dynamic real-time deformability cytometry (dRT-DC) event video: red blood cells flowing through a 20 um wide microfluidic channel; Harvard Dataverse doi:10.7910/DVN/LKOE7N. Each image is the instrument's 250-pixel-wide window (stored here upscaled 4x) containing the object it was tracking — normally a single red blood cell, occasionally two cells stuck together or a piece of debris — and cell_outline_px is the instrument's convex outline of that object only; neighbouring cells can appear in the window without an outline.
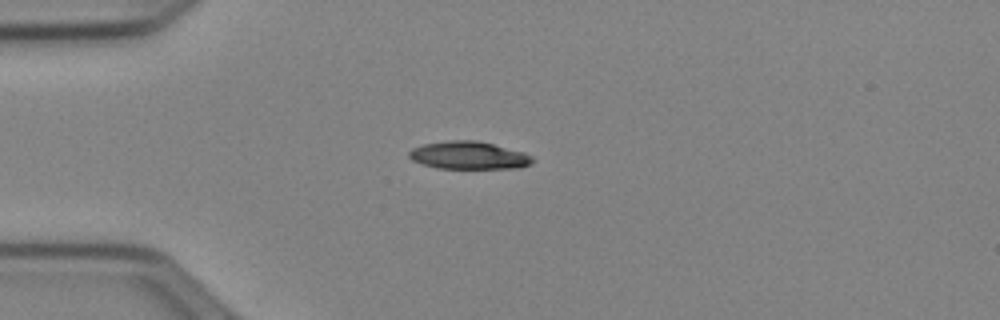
{"species": "Egyptian fruit bat (a non-hibernating species)", "species_latin": "Rousettus aegyptiacus", "temperature_condition": "cold", "stored_images_in_passage": 39, "camera_frame_rate_fps": 3000, "um_per_image_px": 0.085, "animal": {"sex": "female"}, "frame": {"image": 1, "passage_image": 1, "time_ms": 0.0, "image_size_px": [1000, 320], "cell_outline_px": [[536, 160], [532, 164], [520, 168], [436, 168], [412, 160], [408, 156], [408, 152], [412, 148], [424, 144], [448, 140], [476, 140], [524, 152], [532, 156]], "centroid_in_image_um": [39.87, 13.21], "position_along_channel_um": 45.1, "area_um2": 20.0}}
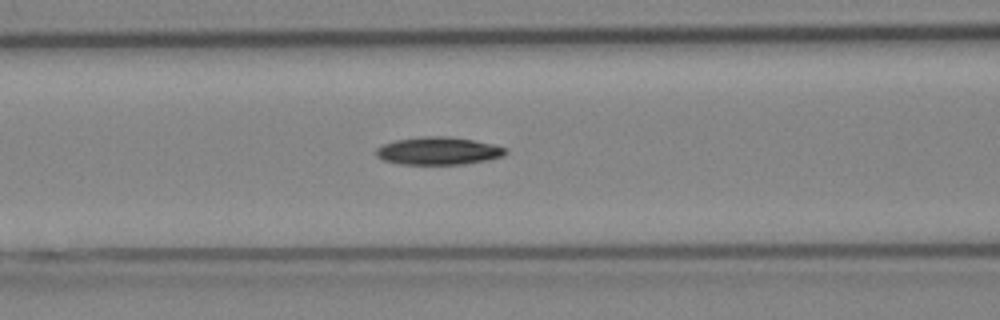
{"frame": {"image": 2, "passage_image": 9, "time_ms": 2.667, "image_size_px": [1000, 320], "cell_outline_px": [[508, 152], [504, 156], [488, 160], [464, 164], [400, 164], [384, 160], [376, 156], [376, 148], [384, 144], [396, 140], [424, 136], [448, 136], [496, 144], [508, 148]], "centroid_in_image_um": [37.32, 12.82], "position_along_channel_um": 129.3, "area_um2": 21.04}}
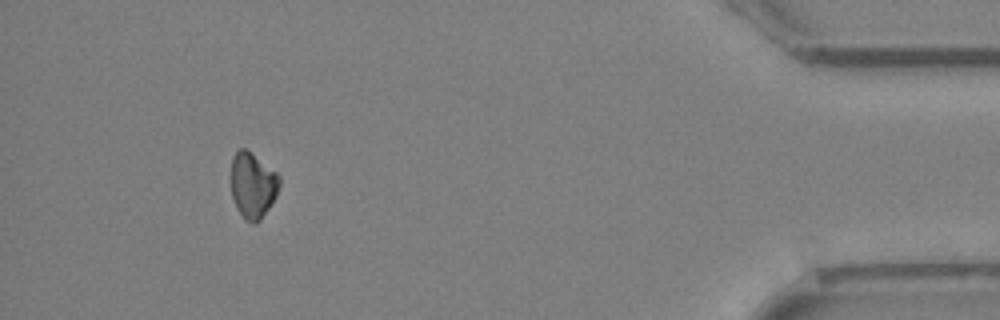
{"frame": {"image": 3, "passage_image": 35, "time_ms": 11.333, "image_size_px": [1000, 320], "cell_outline_px": [[280, 184], [276, 196], [260, 220], [256, 224], [244, 220], [232, 196], [228, 180], [232, 156], [240, 148], [248, 148], [276, 172], [280, 176]], "centroid_in_image_um": [21.44, 15.69], "position_along_channel_um": 413.8, "area_um2": 19.07}, "authors_computed_cell_mechanics": {"area_um2": 20.1722, "velocity_mm_per_s": 3.9744, "shape_relaxation_time_tau1_ms": 3.3052, "shape_relaxation_time_tau2_ms": null, "deformation_change_tau1": 0.0925, "deformation_change_tau2": null}}